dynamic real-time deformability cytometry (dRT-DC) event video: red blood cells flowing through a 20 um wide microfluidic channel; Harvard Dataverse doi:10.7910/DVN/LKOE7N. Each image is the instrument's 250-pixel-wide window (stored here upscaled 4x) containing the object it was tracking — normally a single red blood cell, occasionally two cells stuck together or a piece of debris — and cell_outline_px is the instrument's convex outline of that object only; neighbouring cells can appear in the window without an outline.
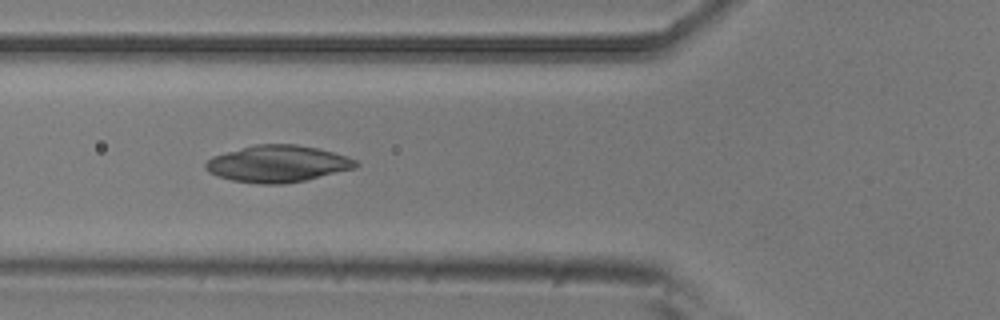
{"species": "common noctule bat (a hibernating species)", "species_latin": "Nyctalus noctula", "temperature_condition": "room temperature", "stored_images_in_passage": 9, "camera_frame_rate_fps": 3000, "um_per_image_px": 0.085, "animal": {"sex": "male", "body_mass_g": 20.5, "forearm_length_mm": 52.5}, "frame": {"image": 1, "passage_image": 6, "time_ms": 1.667, "image_size_px": [1000, 320], "cell_outline_px": [[360, 164], [356, 168], [304, 180], [284, 184], [260, 184], [232, 180], [208, 172], [204, 168], [204, 164], [212, 156], [256, 144], [296, 144], [316, 148], [348, 156], [356, 160]], "centroid_in_image_um": [23.61, 13.92], "position_along_channel_um": 102.2, "area_um2": 32.02}}
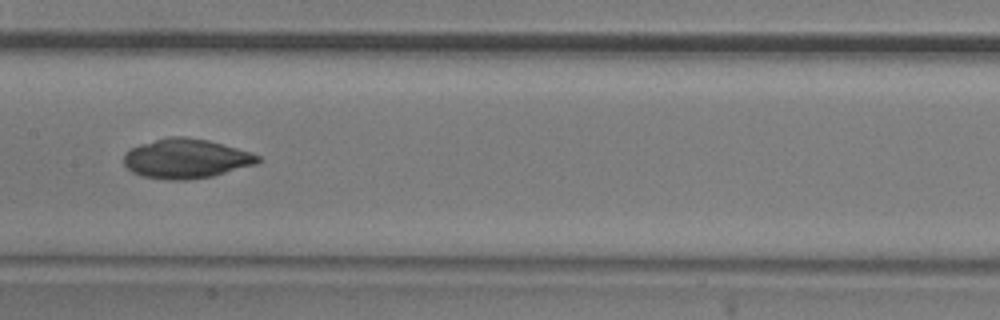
{"frame": {"image": 2, "passage_image": 8, "time_ms": 2.333, "image_size_px": [1000, 320], "cell_outline_px": [[260, 160], [256, 164], [212, 176], [188, 180], [168, 180], [144, 176], [132, 172], [124, 164], [124, 152], [140, 144], [168, 136], [184, 136], [208, 140], [236, 148], [260, 156]], "centroid_in_image_um": [15.78, 13.48], "position_along_channel_um": 191.6, "area_um2": 30.69}}
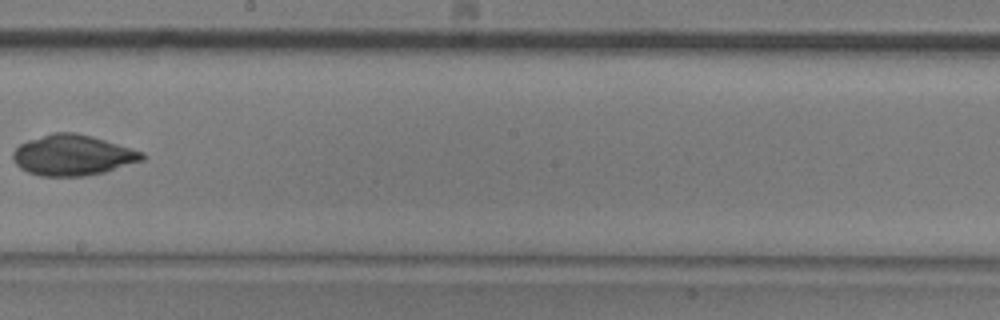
{"frame": {"image": 3, "passage_image": 9, "time_ms": 2.667, "image_size_px": [1000, 320], "cell_outline_px": [[148, 156], [144, 160], [104, 172], [88, 176], [40, 176], [28, 172], [20, 168], [16, 164], [12, 156], [12, 152], [20, 144], [28, 140], [52, 132], [76, 132], [92, 136], [144, 152]], "centroid_in_image_um": [6.19, 13.19], "position_along_channel_um": 242.0, "area_um2": 30.75}}